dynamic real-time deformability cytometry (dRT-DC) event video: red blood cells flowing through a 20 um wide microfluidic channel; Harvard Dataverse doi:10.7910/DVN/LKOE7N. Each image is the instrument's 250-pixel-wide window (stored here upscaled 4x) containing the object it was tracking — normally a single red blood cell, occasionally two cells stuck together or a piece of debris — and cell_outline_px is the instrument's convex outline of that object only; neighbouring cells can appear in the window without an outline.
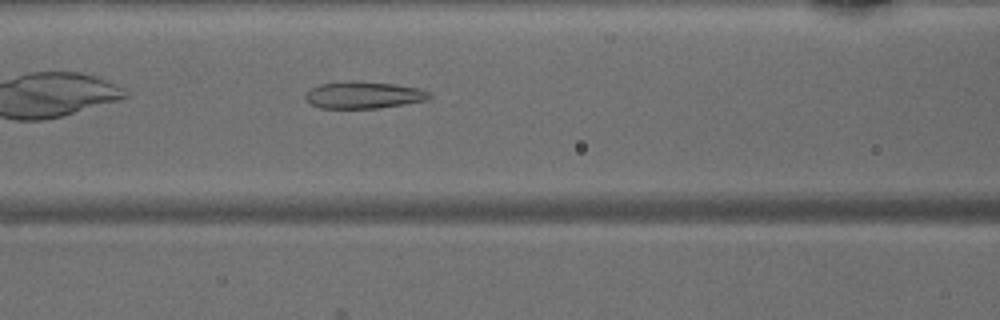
{"species": "common noctule bat (a hibernating species)", "species_latin": "Nyctalus noctula", "temperature_condition": "warm", "stored_images_in_passage": 31, "camera_frame_rate_fps": 3000, "um_per_image_px": 0.085, "animal": {"sex": "male", "body_mass_g": 15.6}, "frame": {"image": 1, "passage_image": 7, "time_ms": 2.0, "image_size_px": [1000, 320], "cell_outline_px": [[432, 96], [428, 100], [380, 108], [320, 108], [312, 104], [304, 96], [304, 92], [320, 84], [344, 80], [364, 80], [396, 84], [420, 88], [432, 92]], "centroid_in_image_um": [30.94, 8.05], "position_along_channel_um": 135.7, "area_um2": 20.0}}
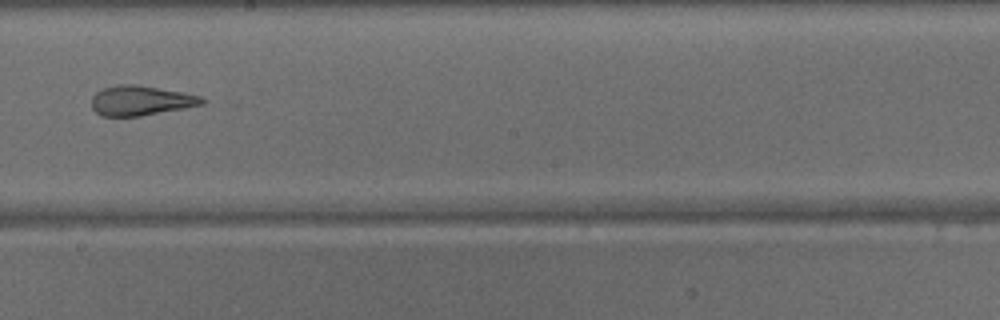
{"frame": {"image": 2, "passage_image": 14, "time_ms": 4.333, "image_size_px": [1000, 320], "cell_outline_px": [[204, 104], [184, 108], [140, 116], [100, 116], [92, 108], [92, 96], [96, 92], [104, 88], [116, 84], [136, 84], [180, 92], [200, 96], [204, 100]], "centroid_in_image_um": [11.92, 8.55], "position_along_channel_um": 236.3, "area_um2": 19.02}}
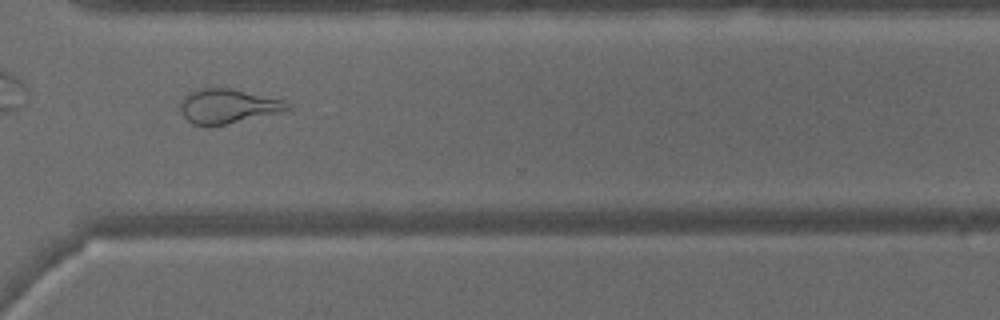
{"frame": {"image": 3, "passage_image": 22, "time_ms": 7.0, "image_size_px": [1000, 320], "cell_outline_px": [[292, 108], [276, 112], [208, 128], [192, 124], [180, 112], [176, 104], [188, 92], [200, 88], [232, 88], [284, 100]], "centroid_in_image_um": [19.23, 9.02], "position_along_channel_um": 351.4, "area_um2": 21.62}}